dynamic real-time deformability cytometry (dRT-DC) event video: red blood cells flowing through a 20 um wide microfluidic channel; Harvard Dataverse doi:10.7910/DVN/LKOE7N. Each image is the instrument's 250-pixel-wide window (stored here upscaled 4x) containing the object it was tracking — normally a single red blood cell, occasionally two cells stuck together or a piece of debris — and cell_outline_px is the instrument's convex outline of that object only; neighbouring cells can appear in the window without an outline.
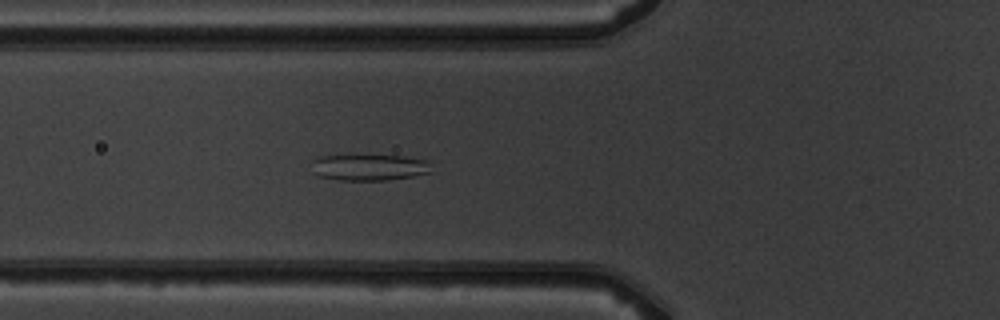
{"species": "common noctule bat (a hibernating species)", "species_latin": "Nyctalus noctula", "temperature_condition": "warm", "stored_images_in_passage": 7, "camera_frame_rate_fps": 3000, "um_per_image_px": 0.085, "animal": {"sex": "male", "body_mass_g": 19.5, "forearm_length_mm": 54.6}, "frame": {"image": 1, "passage_image": 6, "time_ms": 6.333, "image_size_px": [1000, 320], "cell_outline_px": [[432, 172], [412, 176], [388, 180], [340, 180], [320, 176], [312, 172], [312, 160], [320, 156], [356, 152], [404, 156], [424, 160], [428, 164]], "centroid_in_image_um": [31.3, 14.17], "position_along_channel_um": 94.5, "area_um2": 19.25}}